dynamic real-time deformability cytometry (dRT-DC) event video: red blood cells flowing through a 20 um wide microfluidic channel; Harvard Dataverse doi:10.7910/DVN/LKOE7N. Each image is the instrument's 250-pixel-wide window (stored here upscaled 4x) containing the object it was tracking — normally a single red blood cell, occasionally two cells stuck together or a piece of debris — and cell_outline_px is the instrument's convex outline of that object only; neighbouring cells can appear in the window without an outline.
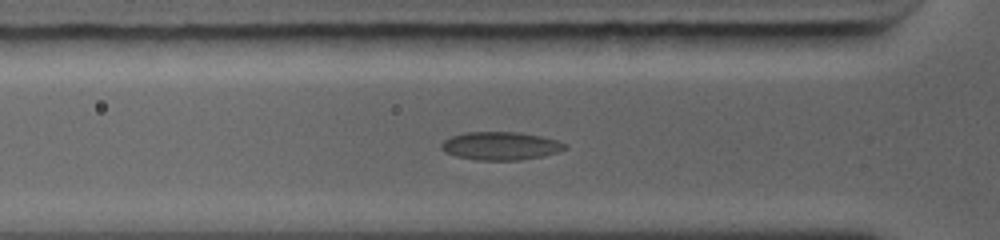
{"species": "common noctule bat (a hibernating species)", "species_latin": "Nyctalus noctula", "temperature_condition": "warm", "stored_images_in_passage": 31, "camera_frame_rate_fps": 5000, "um_per_image_px": 0.085, "animal": {"sex": "female", "body_mass_g": 19.0, "forearm_length_mm": 56.7}, "frame": {"image": 1, "passage_image": 11, "time_ms": 3.4, "image_size_px": [1000, 240], "cell_outline_px": [[564, 148], [560, 152], [544, 156], [520, 160], [476, 160], [456, 156], [444, 152], [440, 148], [440, 144], [444, 140], [452, 136], [468, 132], [512, 132], [540, 136], [556, 140], [564, 144]], "centroid_in_image_um": [42.5, 12.41], "position_along_channel_um": 83.3, "area_um2": 20.11}}
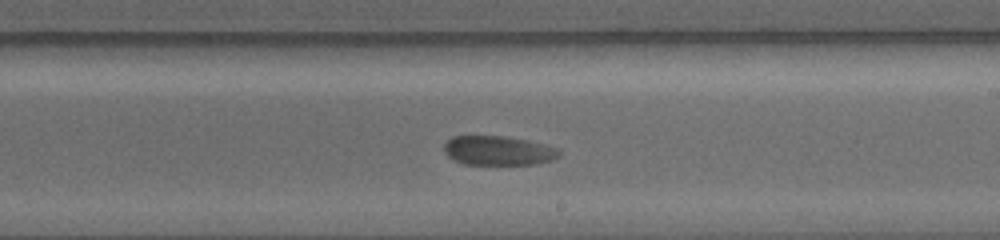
{"frame": {"image": 2, "passage_image": 20, "time_ms": 7.2, "image_size_px": [1000, 240], "cell_outline_px": [[560, 156], [552, 160], [536, 164], [464, 164], [452, 160], [444, 152], [444, 144], [452, 136], [504, 136], [524, 140], [560, 148]], "centroid_in_image_um": [42.34, 12.81], "position_along_channel_um": 246.7, "area_um2": 19.65}}
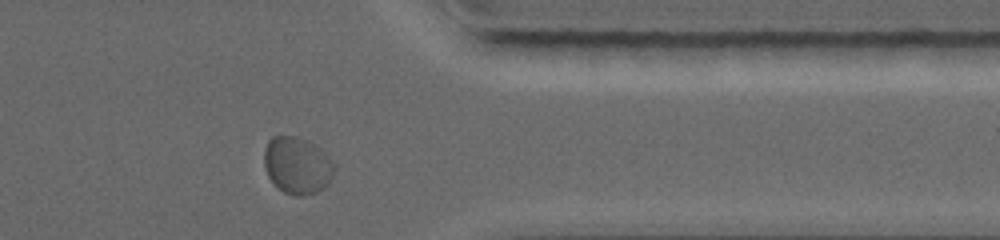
{"frame": {"image": 3, "passage_image": 28, "time_ms": 10.6, "image_size_px": [1000, 240], "cell_outline_px": [[336, 164], [332, 176], [328, 184], [324, 188], [316, 192], [304, 196], [296, 196], [284, 192], [268, 176], [264, 164], [264, 148], [268, 140], [272, 136], [296, 136], [308, 140], [316, 144]], "centroid_in_image_um": [25.28, 14.04], "position_along_channel_um": 386.1, "area_um2": 23.47}}